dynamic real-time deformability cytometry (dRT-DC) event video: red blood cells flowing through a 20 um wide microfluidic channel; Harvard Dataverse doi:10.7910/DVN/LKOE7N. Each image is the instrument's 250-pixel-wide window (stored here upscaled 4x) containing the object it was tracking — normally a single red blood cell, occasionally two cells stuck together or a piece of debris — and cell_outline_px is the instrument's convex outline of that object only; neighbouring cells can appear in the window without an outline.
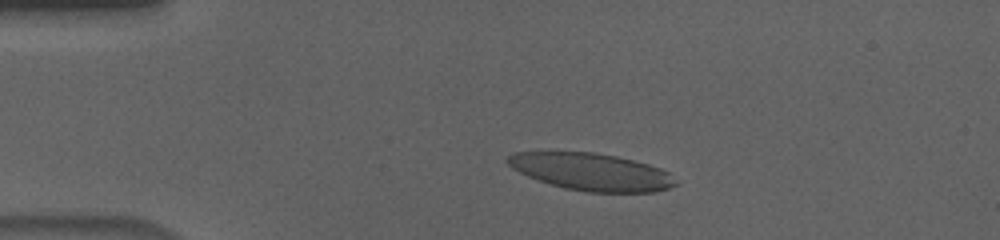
{"species": "human", "species_latin": "Homo sapiens", "temperature_condition": "cold", "stored_images_in_passage": 46, "camera_frame_rate_fps": 3000, "um_per_image_px": 0.085, "donor": {"sex": "male"}, "frame": {"image": 1, "passage_image": 8, "time_ms": 2.333, "image_size_px": [1000, 240], "cell_outline_px": [[676, 184], [668, 188], [656, 192], [588, 192], [564, 188], [528, 176], [512, 168], [504, 160], [512, 152], [596, 152], [616, 156], [648, 164], [660, 168], [668, 172]], "centroid_in_image_um": [50.24, 14.6], "position_along_channel_um": 34.8, "area_um2": 36.18}}
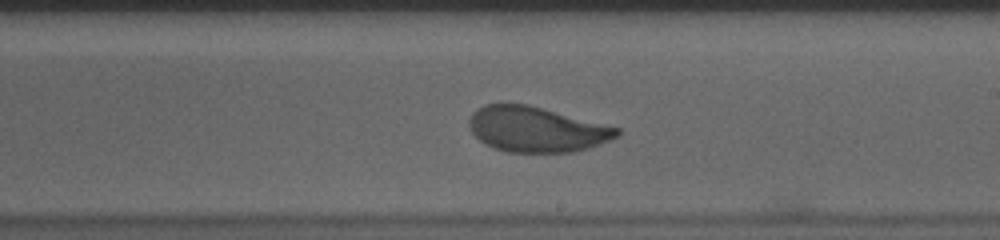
{"frame": {"image": 2, "passage_image": 29, "time_ms": 9.333, "image_size_px": [1000, 240], "cell_outline_px": [[620, 136], [600, 144], [588, 148], [572, 152], [504, 152], [492, 148], [484, 144], [472, 132], [468, 124], [468, 120], [472, 112], [476, 108], [484, 104], [500, 100], [528, 104], [620, 128]], "centroid_in_image_um": [45.53, 10.96], "position_along_channel_um": 243.5, "area_um2": 39.82}}
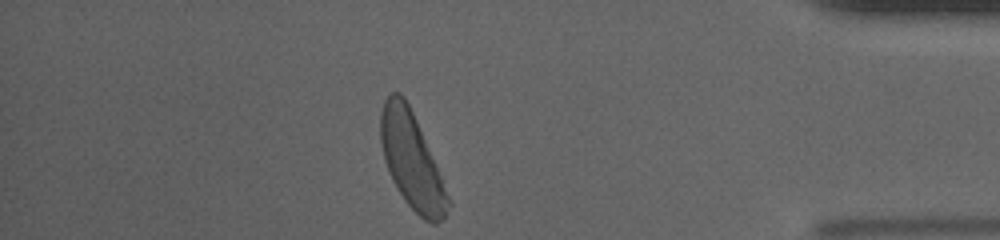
{"frame": {"image": 3, "passage_image": 45, "time_ms": 14.667, "image_size_px": [1000, 240], "cell_outline_px": [[452, 204], [444, 216], [436, 224], [432, 224], [424, 220], [404, 200], [396, 188], [392, 180], [384, 160], [380, 140], [380, 112], [384, 100], [392, 92], [400, 92], [404, 96], [416, 120]], "centroid_in_image_um": [34.96, 13.66], "position_along_channel_um": 400.2, "area_um2": 37.05}, "authors_computed_cell_mechanics": {"area_um2": 39.5063, "velocity_mm_per_s": 3.6041, "shape_relaxation_time_tau1_ms": 3.8495, "shape_relaxation_time_tau2_ms": 0.9053, "deformation_change_tau1": 0.1749, "deformation_change_tau2": 0.0683}}